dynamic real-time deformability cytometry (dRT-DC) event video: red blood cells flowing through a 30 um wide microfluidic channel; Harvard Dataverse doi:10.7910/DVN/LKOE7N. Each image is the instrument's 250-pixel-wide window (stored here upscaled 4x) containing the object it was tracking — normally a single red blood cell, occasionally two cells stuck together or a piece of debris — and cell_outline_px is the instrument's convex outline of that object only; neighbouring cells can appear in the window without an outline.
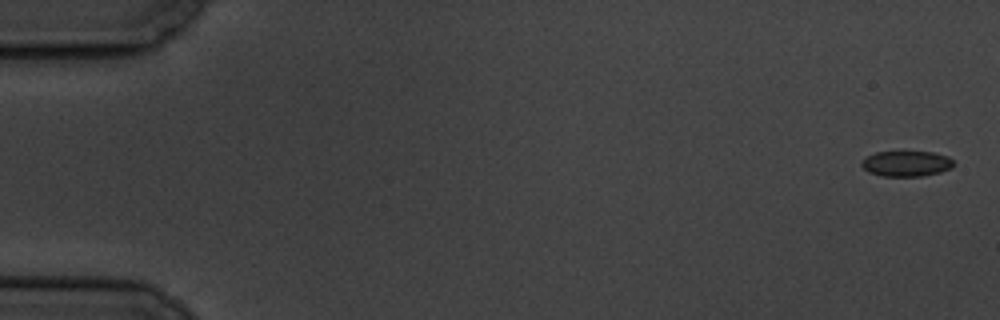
{"species": "common noctule bat (a hibernating species)", "species_latin": "Nyctalus noctula", "temperature_condition": "cold", "stored_images_in_passage": 6, "camera_frame_rate_fps": 3000, "um_per_image_px": 0.085, "animal": {"sex": "male", "body_mass_g": 19.5, "forearm_length_mm": 54.6}, "frame": {"image": 1, "passage_image": 1, "time_ms": 0.0, "image_size_px": [1000, 320], "cell_outline_px": [[952, 168], [940, 172], [924, 176], [880, 176], [868, 172], [860, 164], [868, 156], [876, 152], [932, 152], [948, 156], [952, 160]], "centroid_in_image_um": [77.04, 13.92], "position_along_channel_um": 8.0, "area_um2": 13.58}}
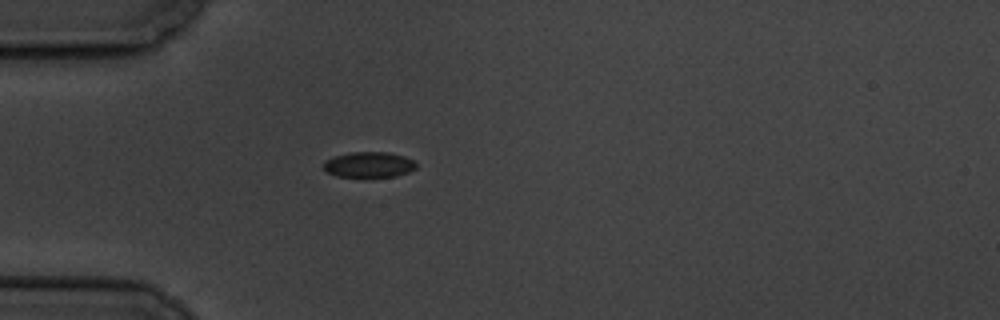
{"frame": {"image": 2, "passage_image": 5, "time_ms": 5.333, "image_size_px": [1000, 320], "cell_outline_px": [[416, 168], [408, 172], [396, 176], [336, 176], [328, 172], [324, 168], [324, 160], [348, 152], [388, 152], [404, 156], [412, 160], [416, 164]], "centroid_in_image_um": [31.36, 13.98], "position_along_channel_um": 53.6, "area_um2": 13.58}}